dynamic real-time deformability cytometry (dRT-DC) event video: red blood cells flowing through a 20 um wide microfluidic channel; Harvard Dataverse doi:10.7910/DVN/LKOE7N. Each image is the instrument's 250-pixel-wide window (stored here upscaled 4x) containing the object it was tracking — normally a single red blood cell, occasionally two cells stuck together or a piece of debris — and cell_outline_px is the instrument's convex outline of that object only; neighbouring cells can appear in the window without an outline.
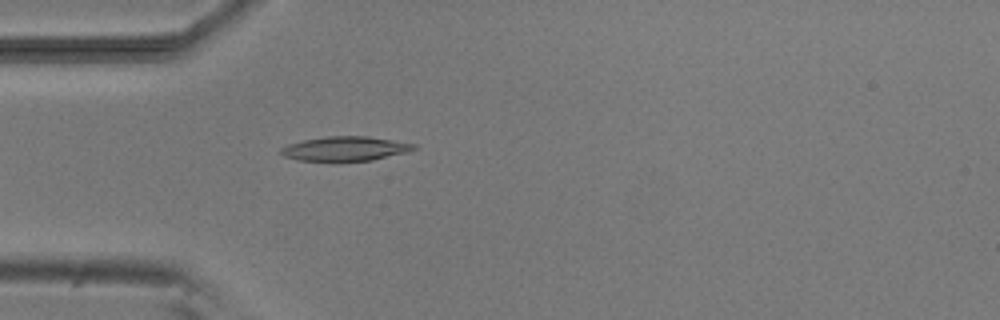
{"species": "common noctule bat (a hibernating species)", "species_latin": "Nyctalus noctula", "temperature_condition": "room temperature", "stored_images_in_passage": 5, "camera_frame_rate_fps": 3000, "um_per_image_px": 0.085, "animal": {"sex": "male", "body_mass_g": 20.5, "forearm_length_mm": 52.5}, "frame": {"image": 1, "passage_image": 5, "time_ms": 4.667, "image_size_px": [1000, 320], "cell_outline_px": [[416, 148], [408, 152], [372, 160], [296, 160], [284, 156], [280, 152], [280, 148], [288, 144], [304, 140], [328, 136], [368, 136], [416, 144]], "centroid_in_image_um": [29.35, 12.62], "position_along_channel_um": 55.7, "area_um2": 18.61}}